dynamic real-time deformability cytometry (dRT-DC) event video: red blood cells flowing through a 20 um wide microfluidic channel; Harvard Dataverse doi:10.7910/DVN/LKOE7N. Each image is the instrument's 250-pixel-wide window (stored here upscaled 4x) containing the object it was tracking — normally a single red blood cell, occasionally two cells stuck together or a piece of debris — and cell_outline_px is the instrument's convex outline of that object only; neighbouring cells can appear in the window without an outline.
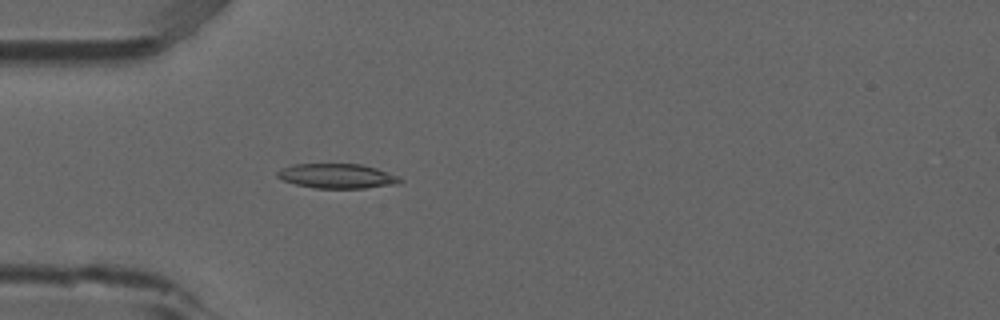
{"species": "common noctule bat (a hibernating species)", "species_latin": "Nyctalus noctula", "temperature_condition": "room temperature", "stored_images_in_passage": 4, "camera_frame_rate_fps": 3000, "um_per_image_px": 0.085, "animal": {"sex": "male", "forearm_length_mm": 52.5}, "frame": {"image": 1, "passage_image": 4, "time_ms": 1.0, "image_size_px": [1000, 320], "cell_outline_px": [[404, 180], [396, 184], [364, 188], [316, 188], [296, 184], [284, 180], [276, 176], [276, 172], [280, 168], [292, 164], [360, 164], [376, 168], [400, 176]], "centroid_in_image_um": [28.65, 14.95], "position_along_channel_um": 56.3, "area_um2": 17.63}}